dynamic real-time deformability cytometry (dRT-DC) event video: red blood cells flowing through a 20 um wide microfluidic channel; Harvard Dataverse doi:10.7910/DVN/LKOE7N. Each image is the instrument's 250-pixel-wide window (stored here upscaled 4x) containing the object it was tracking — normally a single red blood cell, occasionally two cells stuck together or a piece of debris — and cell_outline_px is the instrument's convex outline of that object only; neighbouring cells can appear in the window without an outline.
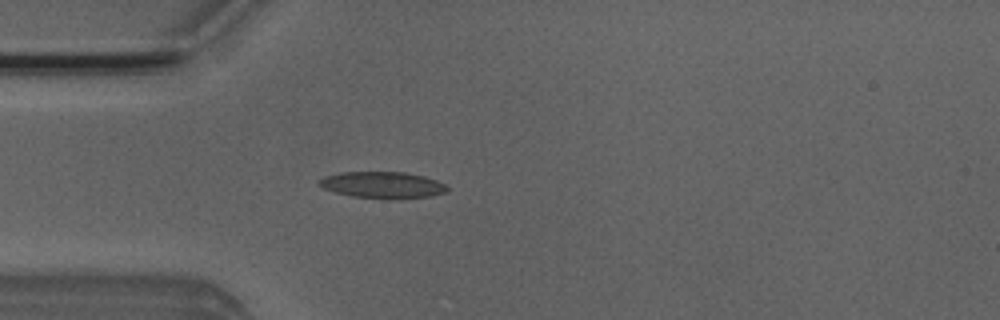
{"species": "Egyptian fruit bat (a non-hibernating species)", "species_latin": "Rousettus aegyptiacus", "temperature_condition": "room temperature", "stored_images_in_passage": 3, "camera_frame_rate_fps": 3000, "um_per_image_px": 0.085, "animal": {"sex": "male"}, "frame": {"image": 1, "passage_image": 3, "time_ms": 0.667, "image_size_px": [1000, 320], "cell_outline_px": [[448, 192], [432, 196], [388, 200], [384, 200], [352, 196], [336, 192], [324, 188], [316, 184], [316, 180], [324, 176], [340, 172], [404, 172], [424, 176], [436, 180], [444, 184], [448, 188]], "centroid_in_image_um": [32.5, 15.73], "position_along_channel_um": 52.5, "area_um2": 20.17}}